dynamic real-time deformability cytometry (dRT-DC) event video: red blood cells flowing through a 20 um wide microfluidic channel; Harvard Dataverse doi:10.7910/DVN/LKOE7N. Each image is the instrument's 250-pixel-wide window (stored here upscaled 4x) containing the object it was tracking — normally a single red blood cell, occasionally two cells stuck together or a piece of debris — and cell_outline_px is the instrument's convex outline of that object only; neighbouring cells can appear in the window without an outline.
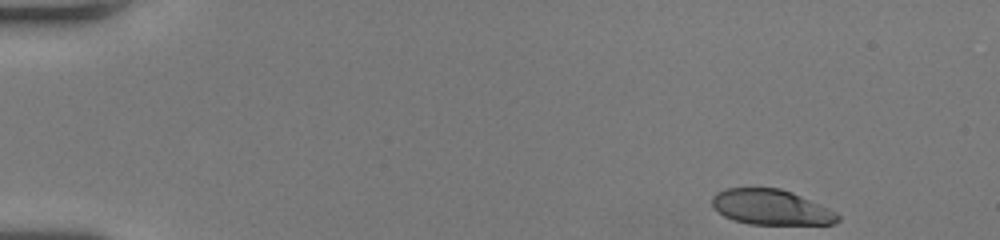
{"species": "human", "species_latin": "Homo sapiens", "temperature_condition": "room temperature", "stored_images_in_passage": 47, "camera_frame_rate_fps": 3000, "um_per_image_px": 0.085, "donor": {"sex": "female"}, "frame": {"image": 1, "passage_image": 1, "time_ms": 0.0, "image_size_px": [1000, 240], "cell_outline_px": [[840, 220], [836, 224], [748, 224], [732, 220], [724, 216], [712, 204], [712, 196], [716, 192], [724, 188], [780, 188], [792, 192], [828, 208], [836, 212], [840, 216]], "centroid_in_image_um": [65.54, 17.61], "position_along_channel_um": 19.5, "area_um2": 25.84}}
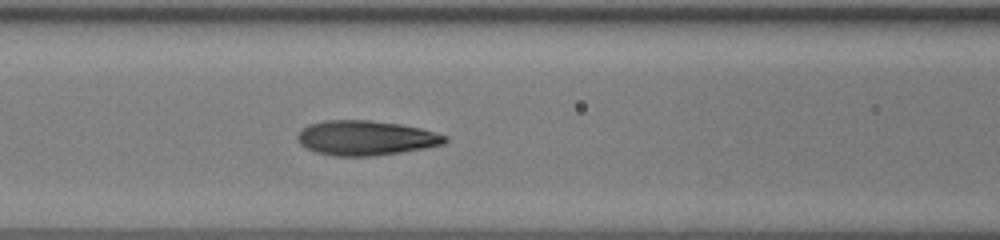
{"frame": {"image": 2, "passage_image": 19, "time_ms": 6.0, "image_size_px": [1000, 240], "cell_outline_px": [[448, 140], [444, 144], [424, 148], [400, 152], [372, 156], [336, 156], [316, 152], [300, 144], [296, 140], [296, 132], [300, 128], [308, 124], [324, 120], [368, 120], [400, 124], [420, 128], [448, 136]], "centroid_in_image_um": [31.04, 11.72], "position_along_channel_um": 135.6, "area_um2": 30.0}}
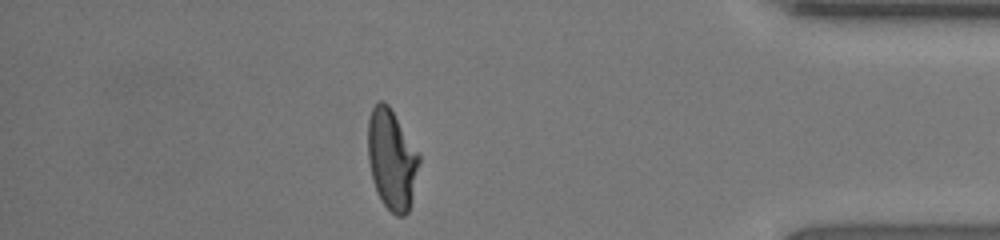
{"frame": {"image": 3, "passage_image": 41, "time_ms": 13.333, "image_size_px": [1000, 240], "cell_outline_px": [[420, 160], [412, 200], [408, 212], [404, 216], [396, 216], [384, 204], [376, 192], [372, 180], [368, 160], [368, 120], [372, 108], [380, 100], [384, 100], [388, 104], [420, 152]], "centroid_in_image_um": [33.31, 13.54], "position_along_channel_um": 401.9, "area_um2": 30.23}, "authors_computed_cell_mechanics": {"area_um2": 29.4202, "velocity_mm_per_s": 4.0872, "shape_relaxation_time_tau1_ms": 5.1102, "shape_relaxation_time_tau2_ms": 0.9998, "deformation_change_tau1": 0.2059, "deformation_change_tau2": 0.0784}}